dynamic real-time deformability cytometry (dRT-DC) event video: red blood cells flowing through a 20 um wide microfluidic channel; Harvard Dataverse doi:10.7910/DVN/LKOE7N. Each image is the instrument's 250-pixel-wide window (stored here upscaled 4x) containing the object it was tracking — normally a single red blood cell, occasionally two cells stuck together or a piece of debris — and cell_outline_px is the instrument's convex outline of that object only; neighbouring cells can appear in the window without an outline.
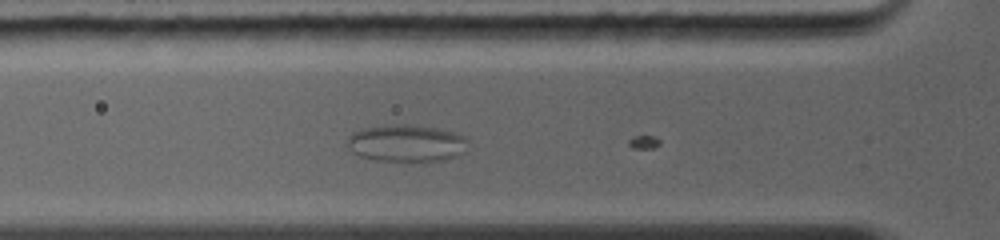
{"species": "common noctule bat (a hibernating species)", "species_latin": "Nyctalus noctula", "temperature_condition": "warm", "stored_images_in_passage": 32, "camera_frame_rate_fps": 5000, "um_per_image_px": 0.085, "animal": {"sex": "female", "body_mass_g": 19.0, "forearm_length_mm": 56.7}, "frame": {"image": 1, "passage_image": 3, "time_ms": 0.4, "image_size_px": [1000, 240], "cell_outline_px": [[468, 140], [464, 152], [460, 156], [444, 160], [376, 160], [360, 156], [352, 152], [344, 144], [348, 136], [352, 132], [364, 128], [404, 124], [436, 128], [452, 132], [464, 136]], "centroid_in_image_um": [34.52, 12.17], "position_along_channel_um": 91.3, "area_um2": 25.89}}
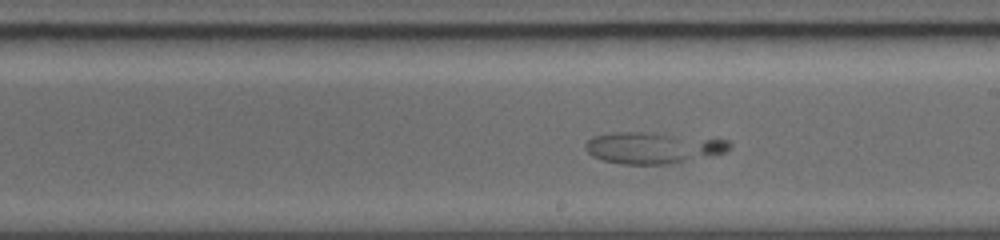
{"frame": {"image": 2, "passage_image": 19, "time_ms": 4.0, "image_size_px": [1000, 240], "cell_outline_px": [[732, 144], [724, 152], [668, 164], [620, 164], [604, 160], [592, 156], [584, 148], [584, 144], [592, 136], [616, 132], [644, 132], [728, 140]], "centroid_in_image_um": [55.41, 12.56], "position_along_channel_um": 233.6, "area_um2": 25.89}}
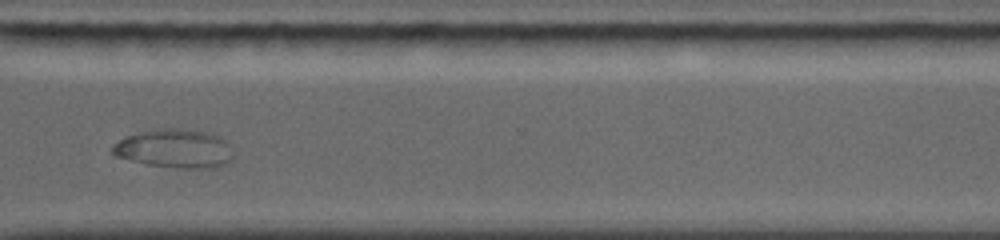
{"frame": {"image": 3, "passage_image": 27, "time_ms": 7.0, "image_size_px": [1000, 240], "cell_outline_px": [[232, 156], [224, 164], [216, 168], [184, 168], [148, 164], [112, 156], [112, 148], [120, 140], [128, 136], [140, 132], [156, 128], [172, 128], [208, 132], [220, 136], [224, 140]], "centroid_in_image_um": [14.81, 12.63], "position_along_channel_um": 355.8, "area_um2": 26.76}}